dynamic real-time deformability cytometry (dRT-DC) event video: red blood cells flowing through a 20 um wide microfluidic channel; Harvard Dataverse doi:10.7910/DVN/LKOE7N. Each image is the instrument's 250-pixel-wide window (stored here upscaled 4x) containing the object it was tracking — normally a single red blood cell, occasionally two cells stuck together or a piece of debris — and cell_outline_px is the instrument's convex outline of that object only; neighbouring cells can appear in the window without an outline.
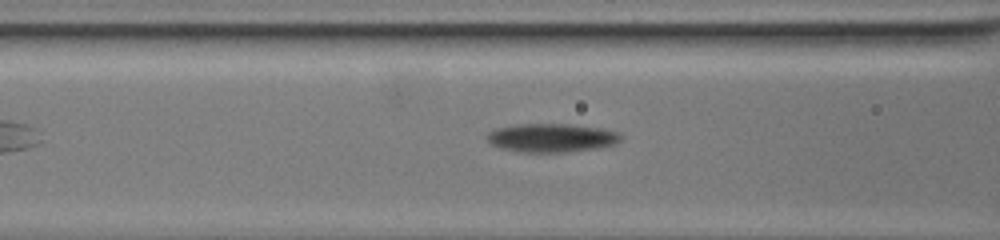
{"species": "common noctule bat (a hibernating species)", "species_latin": "Nyctalus noctula", "temperature_condition": "warm", "stored_images_in_passage": 37, "camera_frame_rate_fps": 3000, "um_per_image_px": 0.085, "animal": {"sex": "female", "body_mass_g": 19.5, "forearm_length_mm": 54.1}, "frame": {"image": 1, "passage_image": 11, "time_ms": 3.333, "image_size_px": [1000, 240], "cell_outline_px": [[620, 140], [616, 144], [596, 148], [568, 152], [520, 152], [504, 148], [492, 144], [488, 140], [488, 132], [496, 128], [516, 124], [568, 124], [600, 128], [616, 132], [620, 136]], "centroid_in_image_um": [46.87, 11.71], "position_along_channel_um": 119.7, "area_um2": 22.02}}
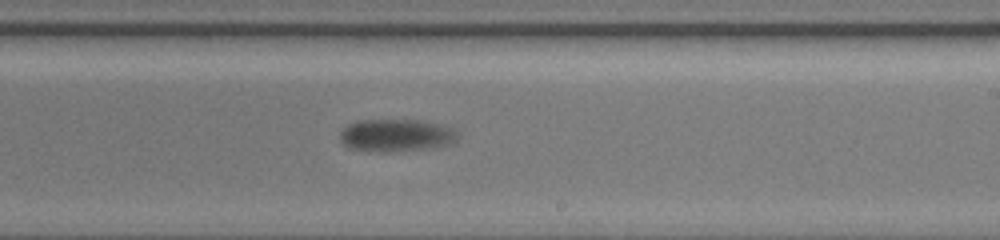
{"frame": {"image": 2, "passage_image": 25, "time_ms": 8.0, "image_size_px": [1000, 240], "cell_outline_px": [[456, 144], [384, 152], [348, 148], [340, 140], [340, 132], [348, 124], [360, 120], [416, 120], [436, 124], [452, 128], [456, 132]], "centroid_in_image_um": [33.63, 11.5], "position_along_channel_um": 255.4, "area_um2": 21.85}}
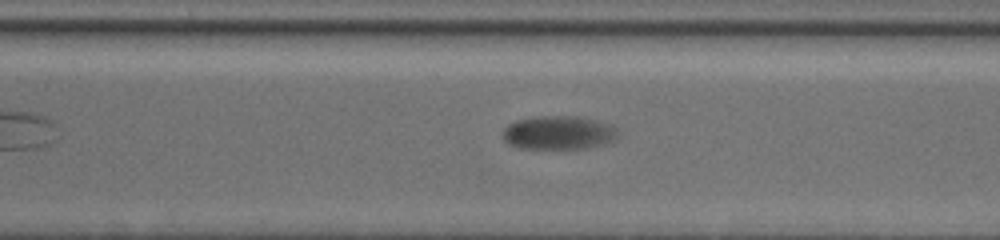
{"frame": {"image": 3, "passage_image": 32, "time_ms": 10.333, "image_size_px": [1000, 240], "cell_outline_px": [[620, 136], [616, 140], [604, 144], [588, 148], [520, 148], [508, 144], [504, 140], [504, 128], [508, 124], [516, 120], [544, 116], [576, 116], [596, 120], [612, 124], [616, 128]], "centroid_in_image_um": [47.54, 11.28], "position_along_channel_um": 323.1, "area_um2": 22.66}}